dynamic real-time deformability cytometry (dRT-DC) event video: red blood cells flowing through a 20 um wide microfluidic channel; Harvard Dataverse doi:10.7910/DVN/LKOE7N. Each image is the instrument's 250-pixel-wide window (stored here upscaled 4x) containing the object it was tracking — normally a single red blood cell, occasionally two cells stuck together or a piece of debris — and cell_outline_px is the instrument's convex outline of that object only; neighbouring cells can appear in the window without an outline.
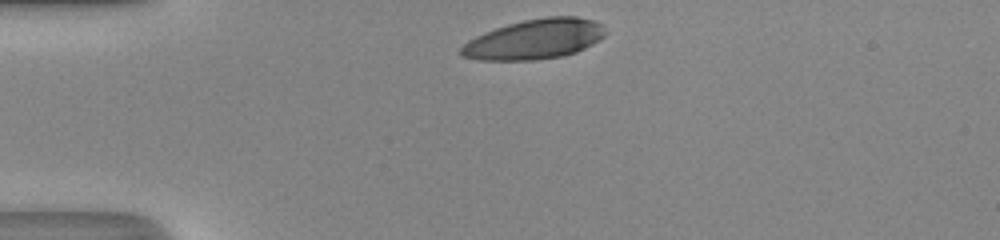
{"species": "human", "species_latin": "Homo sapiens", "temperature_condition": "room temperature", "stored_images_in_passage": 29, "camera_frame_rate_fps": 3000, "um_per_image_px": 0.085, "donor": {"sex": "male"}, "frame": {"image": 1, "passage_image": 1, "time_ms": 0.0, "image_size_px": [1000, 240], "cell_outline_px": [[608, 32], [604, 36], [592, 44], [576, 52], [564, 56], [536, 60], [480, 60], [460, 56], [460, 48], [468, 40], [484, 32], [508, 24], [524, 20], [548, 16], [576, 16], [592, 20], [600, 24]], "centroid_in_image_um": [45.43, 3.34], "position_along_channel_um": 39.6, "area_um2": 33.64}}
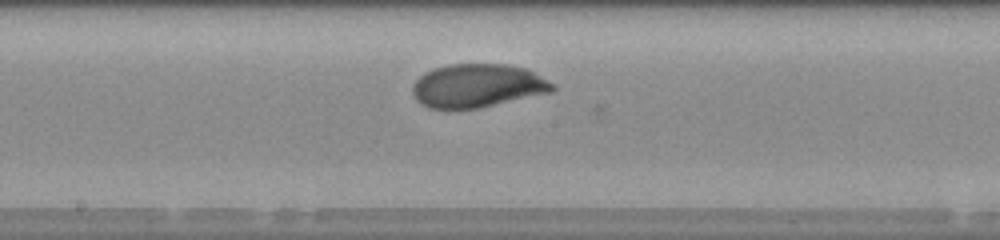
{"frame": {"image": 2, "passage_image": 16, "time_ms": 5.0, "image_size_px": [1000, 240], "cell_outline_px": [[556, 88], [552, 92], [476, 108], [428, 108], [420, 104], [416, 100], [412, 92], [412, 84], [424, 72], [448, 64], [508, 64], [528, 68], [556, 84]], "centroid_in_image_um": [40.61, 7.27], "position_along_channel_um": 207.6, "area_um2": 35.6}}
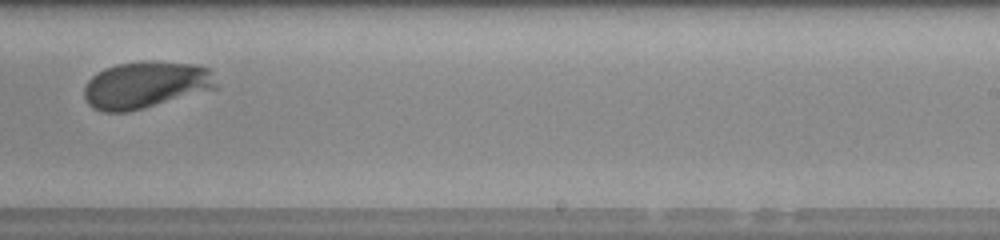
{"frame": {"image": 3, "passage_image": 21, "time_ms": 6.667, "image_size_px": [1000, 240], "cell_outline_px": [[216, 88], [144, 108], [128, 112], [104, 112], [92, 108], [84, 100], [84, 88], [88, 80], [92, 76], [104, 68], [116, 64], [196, 64], [212, 68], [216, 84]], "centroid_in_image_um": [12.34, 7.26], "position_along_channel_um": 276.7, "area_um2": 35.2}, "authors_computed_cell_mechanics": {"area_um2": 35.2002, "velocity_mm_per_s": 4.1519, "shape_relaxation_time_tau1_ms": 2.0969, "shape_relaxation_time_tau2_ms": 3.2638, "deformation_change_tau1": 0.1307, "deformation_change_tau2": 0.0737}}